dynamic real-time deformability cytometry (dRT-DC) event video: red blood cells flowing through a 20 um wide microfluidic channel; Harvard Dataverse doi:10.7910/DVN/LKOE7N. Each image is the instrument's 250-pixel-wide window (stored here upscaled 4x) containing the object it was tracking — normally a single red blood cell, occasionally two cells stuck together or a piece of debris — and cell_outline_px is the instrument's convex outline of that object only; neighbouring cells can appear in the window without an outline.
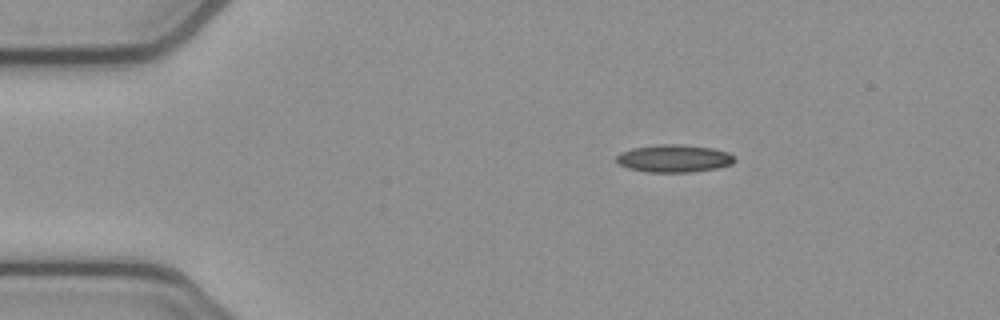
{"species": "common noctule bat (a hibernating species)", "species_latin": "Nyctalus noctula", "temperature_condition": "cold", "stored_images_in_passage": 3, "camera_frame_rate_fps": 3000, "um_per_image_px": 0.085, "animal": {"sex": "female", "body_mass_g": 21.9}, "frame": {"image": 1, "passage_image": 2, "time_ms": 0.333, "image_size_px": [1000, 320], "cell_outline_px": [[736, 160], [732, 164], [716, 168], [692, 172], [648, 172], [628, 168], [616, 164], [616, 156], [620, 152], [632, 148], [664, 144], [676, 144], [712, 148], [728, 152], [736, 156]], "centroid_in_image_um": [57.29, 13.47], "position_along_channel_um": 27.7, "area_um2": 19.07}}